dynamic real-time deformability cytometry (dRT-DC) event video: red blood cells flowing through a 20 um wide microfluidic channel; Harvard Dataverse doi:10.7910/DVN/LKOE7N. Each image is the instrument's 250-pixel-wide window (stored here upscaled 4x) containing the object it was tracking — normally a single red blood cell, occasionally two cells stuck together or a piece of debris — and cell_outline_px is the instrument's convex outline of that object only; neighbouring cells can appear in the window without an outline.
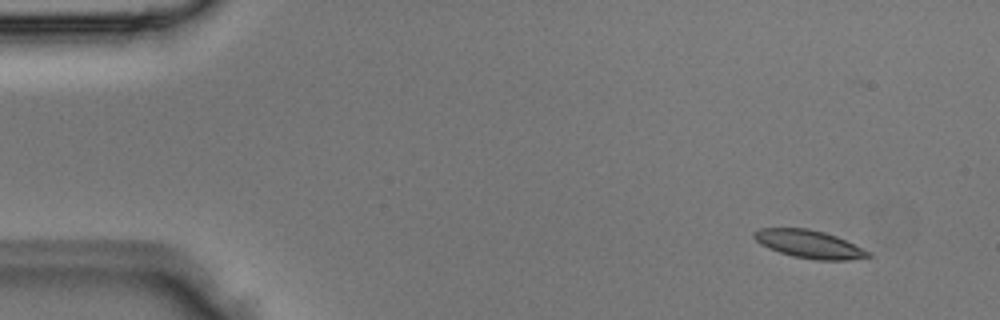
{"species": "Egyptian fruit bat (a non-hibernating species)", "species_latin": "Rousettus aegyptiacus", "temperature_condition": "room temperature", "stored_images_in_passage": 4, "camera_frame_rate_fps": 3000, "um_per_image_px": 0.085, "animal": {"sex": "male"}, "frame": {"image": 1, "passage_image": 1, "time_ms": 0.0, "image_size_px": [1000, 320], "cell_outline_px": [[872, 256], [848, 260], [816, 260], [792, 256], [768, 248], [760, 244], [752, 236], [752, 232], [760, 228], [808, 228], [824, 232], [836, 236], [872, 252]], "centroid_in_image_um": [68.77, 20.75], "position_along_channel_um": 16.2, "area_um2": 18.67}}